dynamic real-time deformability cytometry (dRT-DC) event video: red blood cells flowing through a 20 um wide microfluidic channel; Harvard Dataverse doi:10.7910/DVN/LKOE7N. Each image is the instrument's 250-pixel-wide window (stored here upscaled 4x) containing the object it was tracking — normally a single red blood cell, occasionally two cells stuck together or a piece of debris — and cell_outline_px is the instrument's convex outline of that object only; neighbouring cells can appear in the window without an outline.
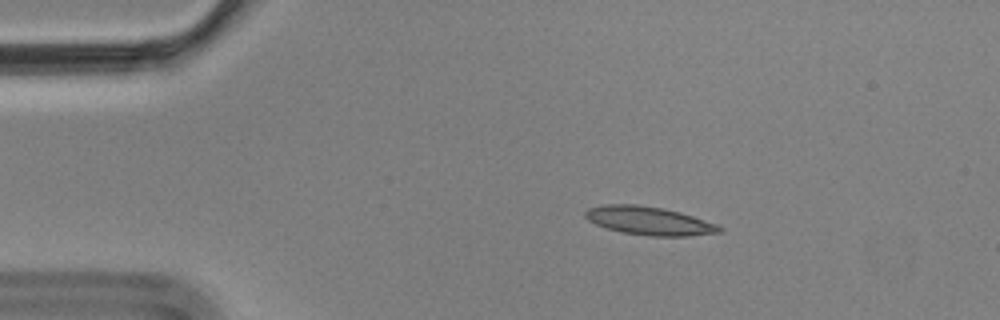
{"species": "Egyptian fruit bat (a non-hibernating species)", "species_latin": "Rousettus aegyptiacus", "temperature_condition": "cold", "stored_images_in_passage": 4, "camera_frame_rate_fps": 3000, "um_per_image_px": 0.085, "animal": {"sex": "male"}, "frame": {"image": 1, "passage_image": 3, "time_ms": 0.667, "image_size_px": [1000, 320], "cell_outline_px": [[724, 232], [688, 236], [652, 236], [620, 232], [596, 224], [588, 220], [584, 216], [584, 212], [588, 208], [604, 204], [636, 204], [660, 208], [680, 212], [716, 224], [724, 228]], "centroid_in_image_um": [55.17, 18.77], "position_along_channel_um": 29.8, "area_um2": 22.14}}